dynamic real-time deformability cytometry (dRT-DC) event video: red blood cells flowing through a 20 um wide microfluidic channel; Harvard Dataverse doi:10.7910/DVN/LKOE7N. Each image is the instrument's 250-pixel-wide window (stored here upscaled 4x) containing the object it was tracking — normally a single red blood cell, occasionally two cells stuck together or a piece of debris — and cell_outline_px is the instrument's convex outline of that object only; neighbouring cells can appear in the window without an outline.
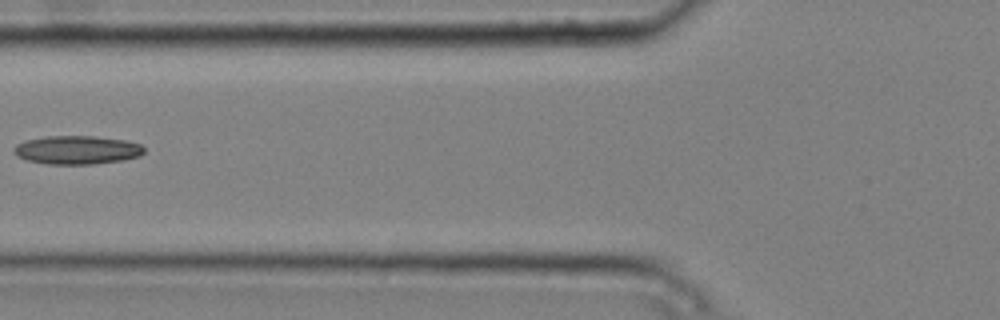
{"species": "common noctule bat (a hibernating species)", "species_latin": "Nyctalus noctula", "temperature_condition": "cold", "stored_images_in_passage": 4, "camera_frame_rate_fps": 3000, "um_per_image_px": 0.085, "animal": {"sex": "male", "body_mass_g": 20.4}, "frame": {"image": 1, "passage_image": 3, "time_ms": 0.667, "image_size_px": [1000, 320], "cell_outline_px": [[144, 152], [140, 156], [124, 160], [92, 164], [48, 164], [28, 160], [12, 152], [12, 148], [16, 144], [24, 140], [48, 136], [92, 136], [124, 140], [140, 144], [144, 148]], "centroid_in_image_um": [6.54, 12.74], "position_along_channel_um": 119.3, "area_um2": 21.62}}
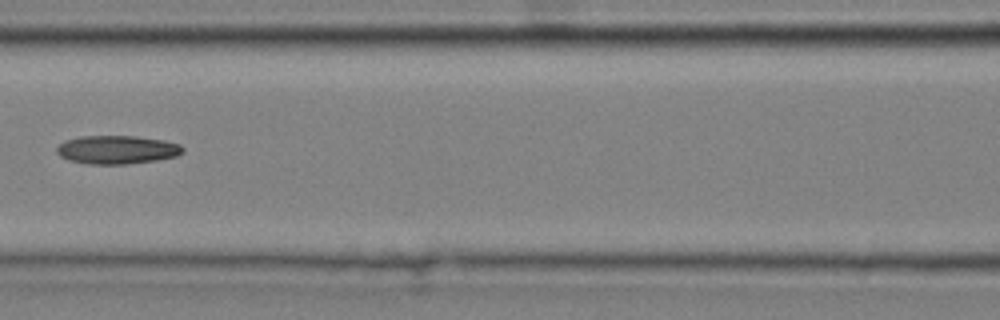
{"frame": {"image": 2, "passage_image": 4, "time_ms": 1.0, "image_size_px": [1000, 320], "cell_outline_px": [[184, 152], [176, 156], [156, 160], [128, 164], [88, 164], [68, 160], [60, 156], [56, 152], [56, 148], [64, 140], [80, 136], [136, 136], [164, 140], [180, 144], [184, 148]], "centroid_in_image_um": [9.94, 12.72], "position_along_channel_um": 156.7, "area_um2": 21.04}}